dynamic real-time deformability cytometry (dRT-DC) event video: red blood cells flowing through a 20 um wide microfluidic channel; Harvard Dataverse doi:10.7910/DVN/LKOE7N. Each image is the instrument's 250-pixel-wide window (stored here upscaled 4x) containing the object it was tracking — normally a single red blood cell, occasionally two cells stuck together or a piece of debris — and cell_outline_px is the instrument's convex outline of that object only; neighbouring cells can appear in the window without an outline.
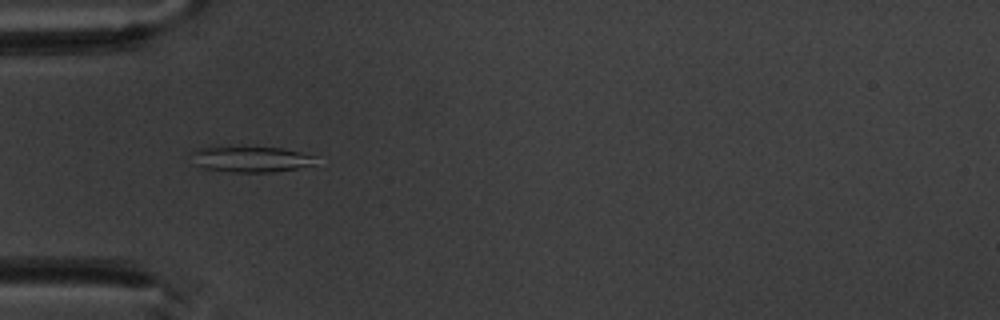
{"species": "common noctule bat (a hibernating species)", "species_latin": "Nyctalus noctula", "temperature_condition": "warm", "stored_images_in_passage": 5, "camera_frame_rate_fps": 3000, "um_per_image_px": 0.085, "animal": {"sex": "male", "body_mass_g": 20.1, "forearm_length_mm": 53.5}, "frame": {"image": 1, "passage_image": 3, "time_ms": 2.333, "image_size_px": [1000, 320], "cell_outline_px": [[316, 156], [312, 164], [296, 168], [276, 172], [232, 172], [204, 168], [196, 164], [188, 152], [196, 148], [280, 148], [300, 152]], "centroid_in_image_um": [21.28, 13.54], "position_along_channel_um": 63.7, "area_um2": 18.21}}